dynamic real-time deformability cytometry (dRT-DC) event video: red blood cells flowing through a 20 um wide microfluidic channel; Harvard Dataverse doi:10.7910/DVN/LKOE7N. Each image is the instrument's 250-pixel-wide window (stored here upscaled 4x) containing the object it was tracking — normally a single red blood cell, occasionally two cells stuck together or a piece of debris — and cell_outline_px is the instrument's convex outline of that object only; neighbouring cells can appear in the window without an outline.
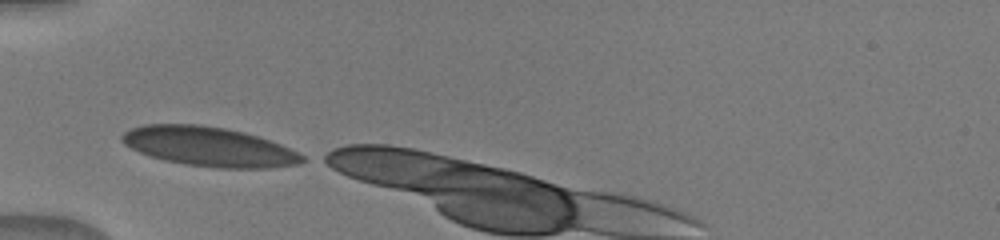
{"species": "human", "species_latin": "Homo sapiens", "temperature_condition": "warm", "stored_images_in_passage": 6, "camera_frame_rate_fps": 3000, "um_per_image_px": 0.085, "donor": {"sex": "male"}, "frame": {"image": 1, "passage_image": 1, "time_ms": 0.0, "image_size_px": [1000, 240], "cell_outline_px": [[308, 160], [300, 164], [268, 168], [220, 168], [188, 164], [164, 160], [140, 152], [124, 144], [120, 140], [120, 136], [124, 132], [132, 128], [144, 124], [200, 124], [224, 128], [244, 132], [280, 144], [304, 156]], "centroid_in_image_um": [17.77, 12.46], "position_along_channel_um": 67.2, "area_um2": 41.15}}
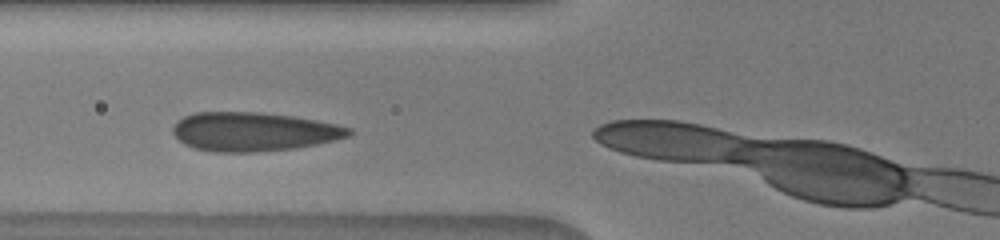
{"frame": {"image": 2, "passage_image": 4, "time_ms": 1.0, "image_size_px": [1000, 240], "cell_outline_px": [[352, 136], [336, 140], [296, 148], [256, 152], [212, 152], [192, 148], [184, 144], [172, 132], [172, 128], [184, 116], [196, 112], [260, 112], [296, 116], [336, 124], [352, 128]], "centroid_in_image_um": [21.59, 11.19], "position_along_channel_um": 104.2, "area_um2": 40.17}}